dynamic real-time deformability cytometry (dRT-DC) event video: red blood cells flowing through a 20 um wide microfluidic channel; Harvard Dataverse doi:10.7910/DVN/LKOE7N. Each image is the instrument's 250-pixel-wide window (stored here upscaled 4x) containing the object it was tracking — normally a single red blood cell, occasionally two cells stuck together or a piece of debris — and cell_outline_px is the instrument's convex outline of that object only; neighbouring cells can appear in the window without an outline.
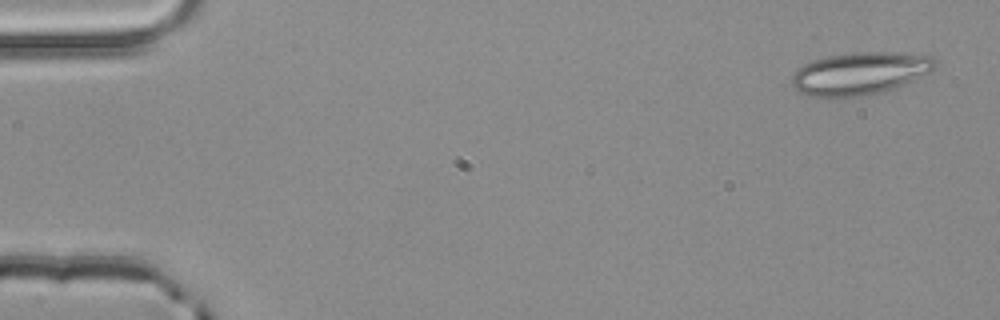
{"species": "common noctule bat (a hibernating species)", "species_latin": "Nyctalus noctula", "temperature_condition": "room temperature", "stored_images_in_passage": 3, "camera_frame_rate_fps": 3000, "um_per_image_px": 0.085, "animal": {"sex": "male", "body_mass_g": 20.4}, "frame": {"image": 1, "passage_image": 1, "time_ms": 0.0, "image_size_px": [1000, 320], "cell_outline_px": [[936, 68], [896, 88], [884, 92], [864, 96], [836, 100], [812, 96], [800, 92], [792, 88], [792, 76], [804, 64], [812, 60], [828, 56], [852, 52], [892, 52], [936, 56]], "centroid_in_image_um": [73.08, 6.27], "position_along_channel_um": 11.9, "area_um2": 36.18}}